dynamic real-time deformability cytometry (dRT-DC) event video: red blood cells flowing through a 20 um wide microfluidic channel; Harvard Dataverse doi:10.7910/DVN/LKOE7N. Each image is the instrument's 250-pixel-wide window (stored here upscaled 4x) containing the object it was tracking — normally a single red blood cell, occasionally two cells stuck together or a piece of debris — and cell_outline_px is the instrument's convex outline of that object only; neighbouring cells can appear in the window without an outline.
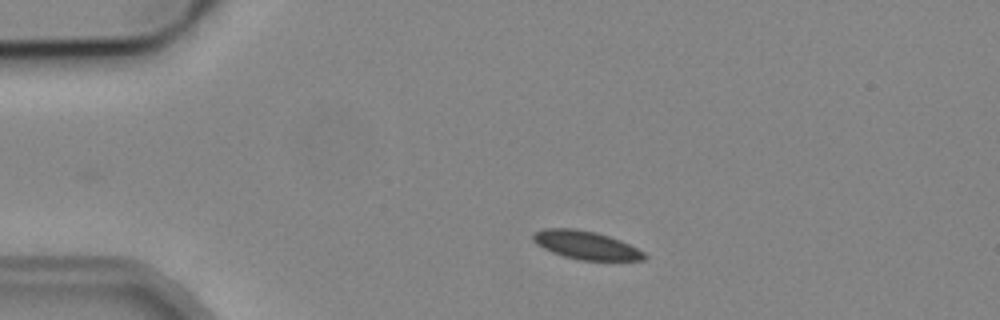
{"species": "common noctule bat (a hibernating species)", "species_latin": "Nyctalus noctula", "temperature_condition": "cold", "stored_images_in_passage": 5, "camera_frame_rate_fps": 3000, "um_per_image_px": 0.085, "animal": {"sex": "male", "body_mass_g": 19.2, "forearm_length_mm": 51.8}, "frame": {"image": 1, "passage_image": 2, "time_ms": 1.333, "image_size_px": [1000, 320], "cell_outline_px": [[648, 256], [644, 260], [580, 260], [564, 256], [552, 252], [536, 244], [532, 240], [532, 232], [544, 228], [576, 228], [596, 232], [620, 240], [644, 252]], "centroid_in_image_um": [49.77, 20.82], "position_along_channel_um": 35.2, "area_um2": 18.38}}
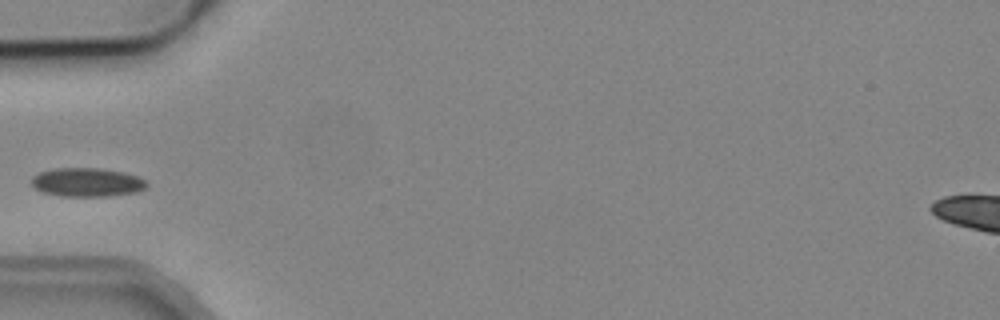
{"frame": {"image": 2, "passage_image": 4, "time_ms": 3.667, "image_size_px": [1000, 320], "cell_outline_px": [[148, 184], [144, 188], [136, 192], [108, 196], [60, 196], [44, 192], [36, 188], [32, 184], [32, 176], [40, 172], [52, 168], [100, 168], [124, 172], [136, 176], [144, 180]], "centroid_in_image_um": [7.38, 15.48], "position_along_channel_um": 77.6, "area_um2": 19.19}}